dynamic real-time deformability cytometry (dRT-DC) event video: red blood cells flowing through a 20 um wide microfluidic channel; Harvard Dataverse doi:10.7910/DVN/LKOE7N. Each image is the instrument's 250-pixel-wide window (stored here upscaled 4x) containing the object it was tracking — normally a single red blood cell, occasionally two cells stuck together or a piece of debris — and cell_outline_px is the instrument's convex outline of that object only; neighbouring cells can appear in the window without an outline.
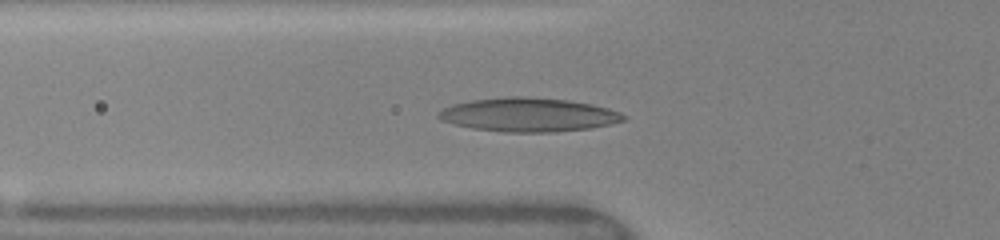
{"species": "human", "species_latin": "Homo sapiens", "temperature_condition": "warm", "stored_images_in_passage": 17, "camera_frame_rate_fps": 3000, "um_per_image_px": 0.085, "donor": {"sex": "female"}, "frame": {"image": 1, "passage_image": 14, "time_ms": 4.333, "image_size_px": [1000, 240], "cell_outline_px": [[628, 116], [624, 120], [592, 128], [552, 132], [504, 132], [472, 128], [452, 124], [440, 120], [436, 116], [436, 112], [452, 104], [472, 100], [512, 96], [520, 96], [568, 100], [592, 104], [608, 108], [620, 112]], "centroid_in_image_um": [44.89, 9.75], "position_along_channel_um": 80.9, "area_um2": 36.53}}